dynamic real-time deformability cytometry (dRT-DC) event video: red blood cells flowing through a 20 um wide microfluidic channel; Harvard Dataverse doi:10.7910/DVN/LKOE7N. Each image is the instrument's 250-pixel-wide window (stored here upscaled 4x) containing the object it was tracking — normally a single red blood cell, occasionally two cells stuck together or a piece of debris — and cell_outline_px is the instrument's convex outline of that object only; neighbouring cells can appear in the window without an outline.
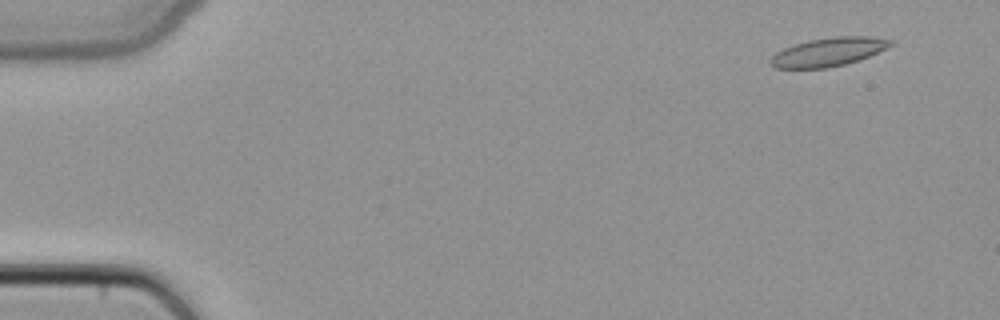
{"species": "common noctule bat (a hibernating species)", "species_latin": "Nyctalus noctula", "temperature_condition": "cold", "stored_images_in_passage": 49, "camera_frame_rate_fps": 3000, "um_per_image_px": 0.085, "animal": {"sex": "female", "body_mass_g": 22.7, "forearm_length_mm": 54.2}, "frame": {"image": 1, "passage_image": 4, "time_ms": 1.0, "image_size_px": [1000, 320], "cell_outline_px": [[896, 40], [892, 44], [860, 60], [828, 68], [776, 68], [768, 64], [768, 60], [776, 52], [784, 48], [808, 40], [836, 36], [868, 36]], "centroid_in_image_um": [70.38, 4.41], "position_along_channel_um": 14.6, "area_um2": 19.94}}
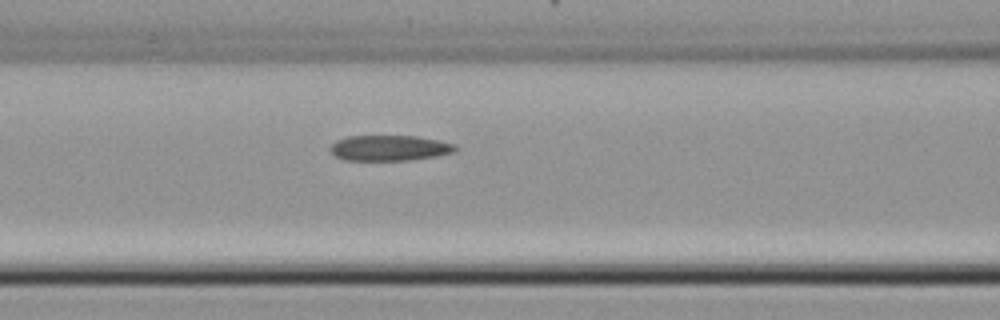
{"frame": {"image": 2, "passage_image": 21, "time_ms": 6.667, "image_size_px": [1000, 320], "cell_outline_px": [[460, 148], [456, 152], [436, 156], [412, 160], [344, 160], [336, 156], [332, 152], [332, 144], [336, 140], [348, 136], [416, 136], [440, 140], [456, 144]], "centroid_in_image_um": [33.19, 12.58], "position_along_channel_um": 133.4, "area_um2": 18.73}}
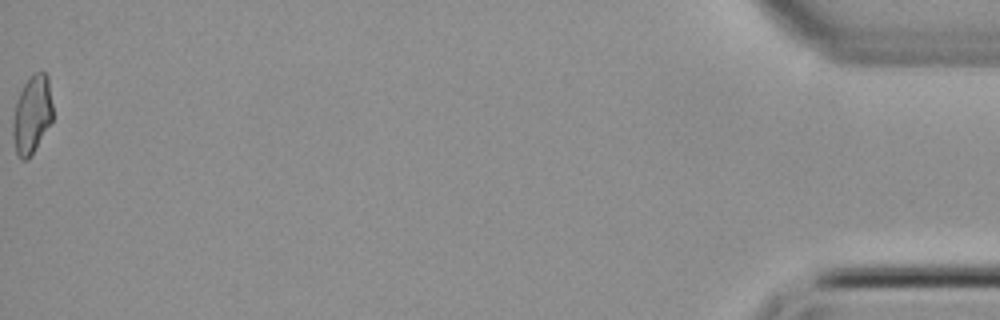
{"frame": {"image": 3, "passage_image": 49, "time_ms": 16.0, "image_size_px": [1000, 320], "cell_outline_px": [[52, 120], [28, 160], [20, 160], [16, 152], [12, 136], [12, 120], [16, 100], [24, 84], [36, 72], [44, 72], [48, 76], [52, 104]], "centroid_in_image_um": [2.69, 9.76], "position_along_channel_um": 432.5, "area_um2": 18.03}}